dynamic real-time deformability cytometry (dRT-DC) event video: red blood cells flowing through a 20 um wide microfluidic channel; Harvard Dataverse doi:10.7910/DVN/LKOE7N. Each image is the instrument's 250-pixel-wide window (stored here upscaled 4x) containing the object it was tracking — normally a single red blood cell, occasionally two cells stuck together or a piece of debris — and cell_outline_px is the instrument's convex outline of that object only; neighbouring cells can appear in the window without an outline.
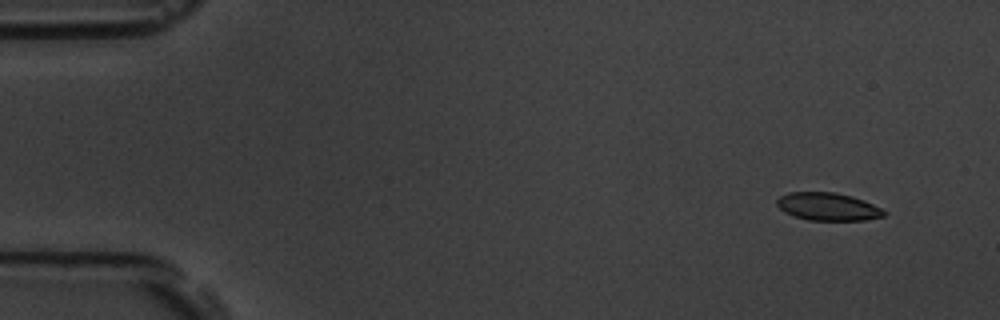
{"species": "common noctule bat (a hibernating species)", "species_latin": "Nyctalus noctula", "temperature_condition": "room temperature", "stored_images_in_passage": 6, "camera_frame_rate_fps": 3000, "um_per_image_px": 0.085, "animal": {"sex": "male", "body_mass_g": 19.5, "forearm_length_mm": 54.6}, "frame": {"image": 1, "passage_image": 2, "time_ms": 1.333, "image_size_px": [1000, 320], "cell_outline_px": [[888, 212], [884, 216], [864, 220], [808, 220], [784, 212], [776, 204], [776, 200], [780, 196], [788, 192], [836, 192], [852, 196], [864, 200]], "centroid_in_image_um": [70.37, 17.55], "position_along_channel_um": 14.6, "area_um2": 17.34}}
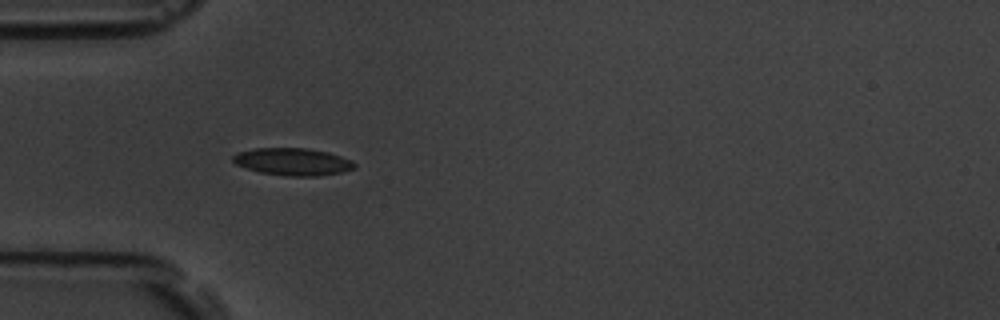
{"frame": {"image": 2, "passage_image": 6, "time_ms": 5.667, "image_size_px": [1000, 320], "cell_outline_px": [[356, 168], [340, 172], [316, 176], [284, 176], [260, 172], [236, 164], [232, 160], [232, 156], [240, 152], [256, 148], [308, 148], [328, 152], [352, 160], [356, 164]], "centroid_in_image_um": [24.91, 13.74], "position_along_channel_um": 60.1, "area_um2": 19.25}}